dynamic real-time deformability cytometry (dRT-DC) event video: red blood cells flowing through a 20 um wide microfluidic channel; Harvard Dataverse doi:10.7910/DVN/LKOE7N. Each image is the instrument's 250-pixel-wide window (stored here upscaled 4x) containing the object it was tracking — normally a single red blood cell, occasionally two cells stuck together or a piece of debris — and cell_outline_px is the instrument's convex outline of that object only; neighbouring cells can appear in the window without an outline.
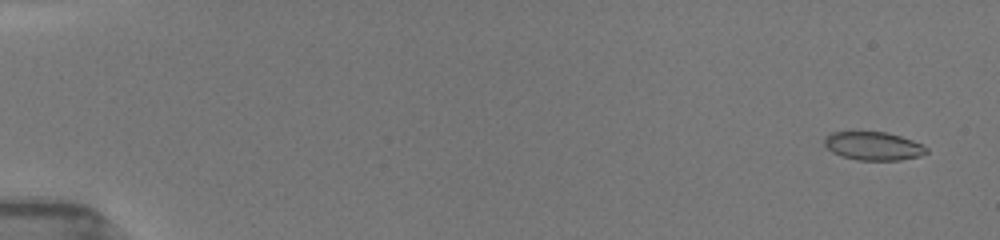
{"species": "common noctule bat (a hibernating species)", "species_latin": "Nyctalus noctula", "temperature_condition": "room temperature", "stored_images_in_passage": 15, "camera_frame_rate_fps": 3000, "um_per_image_px": 0.085, "animal": {"sex": "female", "body_mass_g": 19.5, "forearm_length_mm": 54.1}, "frame": {"image": 1, "passage_image": 2, "time_ms": 0.667, "image_size_px": [1000, 240], "cell_outline_px": [[928, 152], [916, 156], [896, 160], [860, 160], [844, 156], [832, 152], [824, 144], [824, 140], [828, 136], [836, 132], [884, 132], [900, 136], [920, 144], [928, 148]], "centroid_in_image_um": [74.23, 12.41], "position_along_channel_um": 10.8, "area_um2": 16.3}}
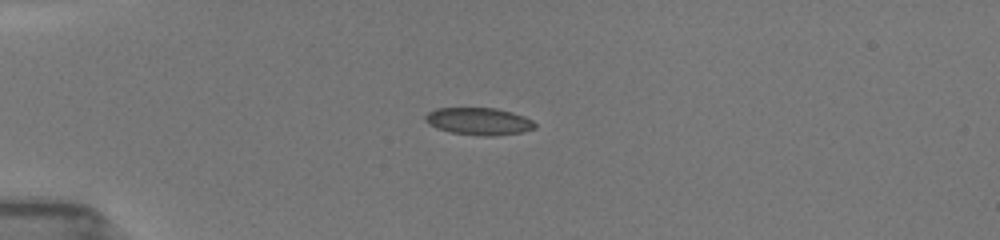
{"frame": {"image": 2, "passage_image": 10, "time_ms": 4.667, "image_size_px": [1000, 240], "cell_outline_px": [[536, 128], [520, 132], [492, 136], [484, 136], [452, 132], [440, 128], [432, 124], [424, 116], [428, 112], [436, 108], [496, 108], [512, 112], [524, 116], [532, 120], [536, 124]], "centroid_in_image_um": [40.76, 10.3], "position_along_channel_um": 44.2, "area_um2": 17.05}}
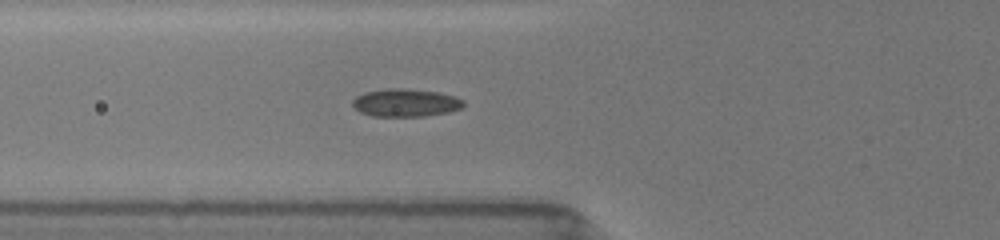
{"frame": {"image": 3, "passage_image": 15, "time_ms": 6.667, "image_size_px": [1000, 240], "cell_outline_px": [[464, 104], [460, 108], [448, 112], [424, 116], [372, 116], [360, 112], [352, 104], [352, 100], [356, 96], [364, 92], [388, 88], [408, 88], [440, 92], [464, 100]], "centroid_in_image_um": [34.45, 8.72], "position_along_channel_um": 91.3, "area_um2": 18.03}}